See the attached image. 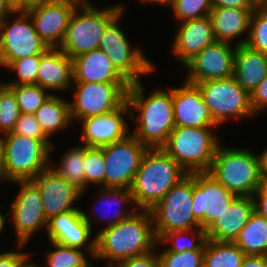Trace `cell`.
I'll use <instances>...</instances> for the list:
<instances>
[{
    "label": "cell",
    "instance_id": "cell-1",
    "mask_svg": "<svg viewBox=\"0 0 267 267\" xmlns=\"http://www.w3.org/2000/svg\"><path fill=\"white\" fill-rule=\"evenodd\" d=\"M132 210L131 216L113 226L101 228L95 236L94 258L109 260V267L158 249L151 212Z\"/></svg>",
    "mask_w": 267,
    "mask_h": 267
},
{
    "label": "cell",
    "instance_id": "cell-2",
    "mask_svg": "<svg viewBox=\"0 0 267 267\" xmlns=\"http://www.w3.org/2000/svg\"><path fill=\"white\" fill-rule=\"evenodd\" d=\"M143 91L141 82L132 83L128 89L129 119L135 118L137 122L136 129L130 134L148 149L162 148L175 128L172 88L170 91L154 90L146 98ZM132 109L139 113L137 118Z\"/></svg>",
    "mask_w": 267,
    "mask_h": 267
},
{
    "label": "cell",
    "instance_id": "cell-3",
    "mask_svg": "<svg viewBox=\"0 0 267 267\" xmlns=\"http://www.w3.org/2000/svg\"><path fill=\"white\" fill-rule=\"evenodd\" d=\"M187 174L161 148L148 149L130 187L136 209L150 211Z\"/></svg>",
    "mask_w": 267,
    "mask_h": 267
},
{
    "label": "cell",
    "instance_id": "cell-4",
    "mask_svg": "<svg viewBox=\"0 0 267 267\" xmlns=\"http://www.w3.org/2000/svg\"><path fill=\"white\" fill-rule=\"evenodd\" d=\"M3 165L6 179L11 181L33 180L50 167V139H34L17 133H7L1 137ZM50 161V162H49Z\"/></svg>",
    "mask_w": 267,
    "mask_h": 267
},
{
    "label": "cell",
    "instance_id": "cell-5",
    "mask_svg": "<svg viewBox=\"0 0 267 267\" xmlns=\"http://www.w3.org/2000/svg\"><path fill=\"white\" fill-rule=\"evenodd\" d=\"M213 128L175 127L161 149L188 174L208 172L220 145Z\"/></svg>",
    "mask_w": 267,
    "mask_h": 267
},
{
    "label": "cell",
    "instance_id": "cell-6",
    "mask_svg": "<svg viewBox=\"0 0 267 267\" xmlns=\"http://www.w3.org/2000/svg\"><path fill=\"white\" fill-rule=\"evenodd\" d=\"M208 173L236 196H252L263 183L257 156L244 148L219 145Z\"/></svg>",
    "mask_w": 267,
    "mask_h": 267
},
{
    "label": "cell",
    "instance_id": "cell-7",
    "mask_svg": "<svg viewBox=\"0 0 267 267\" xmlns=\"http://www.w3.org/2000/svg\"><path fill=\"white\" fill-rule=\"evenodd\" d=\"M122 11V5L96 9L91 2L79 4L59 48L70 58L98 49L105 28Z\"/></svg>",
    "mask_w": 267,
    "mask_h": 267
},
{
    "label": "cell",
    "instance_id": "cell-8",
    "mask_svg": "<svg viewBox=\"0 0 267 267\" xmlns=\"http://www.w3.org/2000/svg\"><path fill=\"white\" fill-rule=\"evenodd\" d=\"M192 208L193 174H187L150 210L157 239L170 231L201 228Z\"/></svg>",
    "mask_w": 267,
    "mask_h": 267
},
{
    "label": "cell",
    "instance_id": "cell-9",
    "mask_svg": "<svg viewBox=\"0 0 267 267\" xmlns=\"http://www.w3.org/2000/svg\"><path fill=\"white\" fill-rule=\"evenodd\" d=\"M122 11L105 28L98 48L112 61L115 69L130 83L140 82L141 75L153 72L154 65L139 49L130 48V43L118 22Z\"/></svg>",
    "mask_w": 267,
    "mask_h": 267
},
{
    "label": "cell",
    "instance_id": "cell-10",
    "mask_svg": "<svg viewBox=\"0 0 267 267\" xmlns=\"http://www.w3.org/2000/svg\"><path fill=\"white\" fill-rule=\"evenodd\" d=\"M74 101L70 104V115L83 120L112 113L126 103L131 84H114L98 82H73Z\"/></svg>",
    "mask_w": 267,
    "mask_h": 267
},
{
    "label": "cell",
    "instance_id": "cell-11",
    "mask_svg": "<svg viewBox=\"0 0 267 267\" xmlns=\"http://www.w3.org/2000/svg\"><path fill=\"white\" fill-rule=\"evenodd\" d=\"M194 84L198 86L218 125L223 124L228 117L236 119L255 114L251 107V95L233 76Z\"/></svg>",
    "mask_w": 267,
    "mask_h": 267
},
{
    "label": "cell",
    "instance_id": "cell-12",
    "mask_svg": "<svg viewBox=\"0 0 267 267\" xmlns=\"http://www.w3.org/2000/svg\"><path fill=\"white\" fill-rule=\"evenodd\" d=\"M14 14L17 17L11 24L7 21L10 18L8 16L0 21V61L5 68L13 60L41 55L49 48L38 35L25 11Z\"/></svg>",
    "mask_w": 267,
    "mask_h": 267
},
{
    "label": "cell",
    "instance_id": "cell-13",
    "mask_svg": "<svg viewBox=\"0 0 267 267\" xmlns=\"http://www.w3.org/2000/svg\"><path fill=\"white\" fill-rule=\"evenodd\" d=\"M105 159V188L130 189L148 148L132 134L125 139L100 147Z\"/></svg>",
    "mask_w": 267,
    "mask_h": 267
},
{
    "label": "cell",
    "instance_id": "cell-14",
    "mask_svg": "<svg viewBox=\"0 0 267 267\" xmlns=\"http://www.w3.org/2000/svg\"><path fill=\"white\" fill-rule=\"evenodd\" d=\"M19 184V194L10 204L11 220L13 222L19 248L30 240L32 235L41 227L48 226L44 214L43 201L38 187L31 181H15Z\"/></svg>",
    "mask_w": 267,
    "mask_h": 267
},
{
    "label": "cell",
    "instance_id": "cell-15",
    "mask_svg": "<svg viewBox=\"0 0 267 267\" xmlns=\"http://www.w3.org/2000/svg\"><path fill=\"white\" fill-rule=\"evenodd\" d=\"M236 197L208 172L193 173V214L206 230Z\"/></svg>",
    "mask_w": 267,
    "mask_h": 267
},
{
    "label": "cell",
    "instance_id": "cell-16",
    "mask_svg": "<svg viewBox=\"0 0 267 267\" xmlns=\"http://www.w3.org/2000/svg\"><path fill=\"white\" fill-rule=\"evenodd\" d=\"M231 43L215 41L195 55L185 67L189 70L186 81L200 83L233 76L235 47Z\"/></svg>",
    "mask_w": 267,
    "mask_h": 267
},
{
    "label": "cell",
    "instance_id": "cell-17",
    "mask_svg": "<svg viewBox=\"0 0 267 267\" xmlns=\"http://www.w3.org/2000/svg\"><path fill=\"white\" fill-rule=\"evenodd\" d=\"M91 224L88 214L79 208L54 215L48 220V239L72 248L82 249L87 246L85 249L93 257L96 239H91Z\"/></svg>",
    "mask_w": 267,
    "mask_h": 267
},
{
    "label": "cell",
    "instance_id": "cell-18",
    "mask_svg": "<svg viewBox=\"0 0 267 267\" xmlns=\"http://www.w3.org/2000/svg\"><path fill=\"white\" fill-rule=\"evenodd\" d=\"M80 3L75 0H54L25 11L41 39L48 47H60L70 18Z\"/></svg>",
    "mask_w": 267,
    "mask_h": 267
},
{
    "label": "cell",
    "instance_id": "cell-19",
    "mask_svg": "<svg viewBox=\"0 0 267 267\" xmlns=\"http://www.w3.org/2000/svg\"><path fill=\"white\" fill-rule=\"evenodd\" d=\"M175 127L216 126L198 86L185 80L180 88H172Z\"/></svg>",
    "mask_w": 267,
    "mask_h": 267
},
{
    "label": "cell",
    "instance_id": "cell-20",
    "mask_svg": "<svg viewBox=\"0 0 267 267\" xmlns=\"http://www.w3.org/2000/svg\"><path fill=\"white\" fill-rule=\"evenodd\" d=\"M39 189L43 201L44 214L49 220L54 215L74 210L72 206L82 192L48 167L31 180Z\"/></svg>",
    "mask_w": 267,
    "mask_h": 267
},
{
    "label": "cell",
    "instance_id": "cell-21",
    "mask_svg": "<svg viewBox=\"0 0 267 267\" xmlns=\"http://www.w3.org/2000/svg\"><path fill=\"white\" fill-rule=\"evenodd\" d=\"M128 110L129 106L125 103L112 113L81 120L83 122L80 138L83 144L87 147L100 148L125 139L130 134L123 116Z\"/></svg>",
    "mask_w": 267,
    "mask_h": 267
},
{
    "label": "cell",
    "instance_id": "cell-22",
    "mask_svg": "<svg viewBox=\"0 0 267 267\" xmlns=\"http://www.w3.org/2000/svg\"><path fill=\"white\" fill-rule=\"evenodd\" d=\"M212 22L209 16L182 21L173 42V53L185 66L195 55L214 43Z\"/></svg>",
    "mask_w": 267,
    "mask_h": 267
},
{
    "label": "cell",
    "instance_id": "cell-23",
    "mask_svg": "<svg viewBox=\"0 0 267 267\" xmlns=\"http://www.w3.org/2000/svg\"><path fill=\"white\" fill-rule=\"evenodd\" d=\"M254 212L252 196H236L216 220L205 230L207 239L234 242Z\"/></svg>",
    "mask_w": 267,
    "mask_h": 267
},
{
    "label": "cell",
    "instance_id": "cell-24",
    "mask_svg": "<svg viewBox=\"0 0 267 267\" xmlns=\"http://www.w3.org/2000/svg\"><path fill=\"white\" fill-rule=\"evenodd\" d=\"M73 82L130 84L113 66L102 49H94L72 58Z\"/></svg>",
    "mask_w": 267,
    "mask_h": 267
},
{
    "label": "cell",
    "instance_id": "cell-25",
    "mask_svg": "<svg viewBox=\"0 0 267 267\" xmlns=\"http://www.w3.org/2000/svg\"><path fill=\"white\" fill-rule=\"evenodd\" d=\"M73 63L59 47H49L40 55L37 85L46 90H69L73 85Z\"/></svg>",
    "mask_w": 267,
    "mask_h": 267
},
{
    "label": "cell",
    "instance_id": "cell-26",
    "mask_svg": "<svg viewBox=\"0 0 267 267\" xmlns=\"http://www.w3.org/2000/svg\"><path fill=\"white\" fill-rule=\"evenodd\" d=\"M253 10L254 8H212L209 17L215 40L230 43L246 32L247 37L244 36L236 43L237 45L246 44Z\"/></svg>",
    "mask_w": 267,
    "mask_h": 267
},
{
    "label": "cell",
    "instance_id": "cell-27",
    "mask_svg": "<svg viewBox=\"0 0 267 267\" xmlns=\"http://www.w3.org/2000/svg\"><path fill=\"white\" fill-rule=\"evenodd\" d=\"M267 76V55L246 44L236 45L233 77L250 95Z\"/></svg>",
    "mask_w": 267,
    "mask_h": 267
},
{
    "label": "cell",
    "instance_id": "cell-28",
    "mask_svg": "<svg viewBox=\"0 0 267 267\" xmlns=\"http://www.w3.org/2000/svg\"><path fill=\"white\" fill-rule=\"evenodd\" d=\"M70 101L51 94L34 113L44 134L50 139L53 133L69 126L73 121L70 115ZM71 122V123H70Z\"/></svg>",
    "mask_w": 267,
    "mask_h": 267
},
{
    "label": "cell",
    "instance_id": "cell-29",
    "mask_svg": "<svg viewBox=\"0 0 267 267\" xmlns=\"http://www.w3.org/2000/svg\"><path fill=\"white\" fill-rule=\"evenodd\" d=\"M234 243L246 255L267 256V219L254 211Z\"/></svg>",
    "mask_w": 267,
    "mask_h": 267
},
{
    "label": "cell",
    "instance_id": "cell-30",
    "mask_svg": "<svg viewBox=\"0 0 267 267\" xmlns=\"http://www.w3.org/2000/svg\"><path fill=\"white\" fill-rule=\"evenodd\" d=\"M246 254L234 242L206 240L203 267H241Z\"/></svg>",
    "mask_w": 267,
    "mask_h": 267
},
{
    "label": "cell",
    "instance_id": "cell-31",
    "mask_svg": "<svg viewBox=\"0 0 267 267\" xmlns=\"http://www.w3.org/2000/svg\"><path fill=\"white\" fill-rule=\"evenodd\" d=\"M85 145L72 147L66 151L58 167H53L52 170L59 176L65 178L70 184L75 186L84 194L85 192ZM55 168V169H54Z\"/></svg>",
    "mask_w": 267,
    "mask_h": 267
},
{
    "label": "cell",
    "instance_id": "cell-32",
    "mask_svg": "<svg viewBox=\"0 0 267 267\" xmlns=\"http://www.w3.org/2000/svg\"><path fill=\"white\" fill-rule=\"evenodd\" d=\"M195 232V238L191 240L184 241V237L192 232ZM182 239V240H181ZM196 239V240H195ZM199 242H198V241ZM207 236L206 231L202 228H192L187 230H176L165 233L157 242V245L171 243V247L168 246L167 250L171 252H184V251H194V250H205ZM188 241V242H187ZM197 241V242H196Z\"/></svg>",
    "mask_w": 267,
    "mask_h": 267
},
{
    "label": "cell",
    "instance_id": "cell-33",
    "mask_svg": "<svg viewBox=\"0 0 267 267\" xmlns=\"http://www.w3.org/2000/svg\"><path fill=\"white\" fill-rule=\"evenodd\" d=\"M53 251L46 254V267H93L83 250L50 241ZM41 267V266H39Z\"/></svg>",
    "mask_w": 267,
    "mask_h": 267
},
{
    "label": "cell",
    "instance_id": "cell-34",
    "mask_svg": "<svg viewBox=\"0 0 267 267\" xmlns=\"http://www.w3.org/2000/svg\"><path fill=\"white\" fill-rule=\"evenodd\" d=\"M15 94L18 107L23 114H34L45 100L52 94L37 84L6 85Z\"/></svg>",
    "mask_w": 267,
    "mask_h": 267
},
{
    "label": "cell",
    "instance_id": "cell-35",
    "mask_svg": "<svg viewBox=\"0 0 267 267\" xmlns=\"http://www.w3.org/2000/svg\"><path fill=\"white\" fill-rule=\"evenodd\" d=\"M85 188L89 183L101 184L105 188V159L103 150L97 147H87L85 145Z\"/></svg>",
    "mask_w": 267,
    "mask_h": 267
},
{
    "label": "cell",
    "instance_id": "cell-36",
    "mask_svg": "<svg viewBox=\"0 0 267 267\" xmlns=\"http://www.w3.org/2000/svg\"><path fill=\"white\" fill-rule=\"evenodd\" d=\"M21 111L14 92L5 85L0 91V132L5 135L12 132Z\"/></svg>",
    "mask_w": 267,
    "mask_h": 267
},
{
    "label": "cell",
    "instance_id": "cell-37",
    "mask_svg": "<svg viewBox=\"0 0 267 267\" xmlns=\"http://www.w3.org/2000/svg\"><path fill=\"white\" fill-rule=\"evenodd\" d=\"M99 193L100 194L97 195V197L99 196L101 198L100 199L101 202H103L104 204H105V202L106 203L109 202L108 204L111 205V204H113L112 202L118 201V202L122 203L123 205L126 204V203H132L134 205V201H133V197H132L131 191L128 188H104V187H102V191L101 192L99 191ZM122 204L119 205V209L116 208L117 211L114 210V214L115 215H113L112 218H108V220H109L108 222L109 223L105 227L113 226V225L123 221L125 218H127V217H129V216H131L133 214V213H130V212H127V211L124 212L123 209H122V207H123ZM94 210H96V209H94ZM98 213H99V211H98ZM96 214H97V212H96ZM101 218H106L107 219L106 215L105 216H101L99 219H101Z\"/></svg>",
    "mask_w": 267,
    "mask_h": 267
},
{
    "label": "cell",
    "instance_id": "cell-38",
    "mask_svg": "<svg viewBox=\"0 0 267 267\" xmlns=\"http://www.w3.org/2000/svg\"><path fill=\"white\" fill-rule=\"evenodd\" d=\"M169 5L180 22L209 16L212 10L211 0H171Z\"/></svg>",
    "mask_w": 267,
    "mask_h": 267
},
{
    "label": "cell",
    "instance_id": "cell-39",
    "mask_svg": "<svg viewBox=\"0 0 267 267\" xmlns=\"http://www.w3.org/2000/svg\"><path fill=\"white\" fill-rule=\"evenodd\" d=\"M246 45L267 55V15L254 8L250 19Z\"/></svg>",
    "mask_w": 267,
    "mask_h": 267
},
{
    "label": "cell",
    "instance_id": "cell-40",
    "mask_svg": "<svg viewBox=\"0 0 267 267\" xmlns=\"http://www.w3.org/2000/svg\"><path fill=\"white\" fill-rule=\"evenodd\" d=\"M39 64L40 55H33L18 60H13L6 68L8 71H16L17 80H14L13 82H7L6 85L37 84Z\"/></svg>",
    "mask_w": 267,
    "mask_h": 267
},
{
    "label": "cell",
    "instance_id": "cell-41",
    "mask_svg": "<svg viewBox=\"0 0 267 267\" xmlns=\"http://www.w3.org/2000/svg\"><path fill=\"white\" fill-rule=\"evenodd\" d=\"M205 250L171 252L166 248L158 253L160 267H203Z\"/></svg>",
    "mask_w": 267,
    "mask_h": 267
},
{
    "label": "cell",
    "instance_id": "cell-42",
    "mask_svg": "<svg viewBox=\"0 0 267 267\" xmlns=\"http://www.w3.org/2000/svg\"><path fill=\"white\" fill-rule=\"evenodd\" d=\"M12 133L21 134L34 139H49L41 129L40 123L34 114H23L19 116Z\"/></svg>",
    "mask_w": 267,
    "mask_h": 267
},
{
    "label": "cell",
    "instance_id": "cell-43",
    "mask_svg": "<svg viewBox=\"0 0 267 267\" xmlns=\"http://www.w3.org/2000/svg\"><path fill=\"white\" fill-rule=\"evenodd\" d=\"M155 250L119 262L114 267H160L159 256ZM157 255V256H156Z\"/></svg>",
    "mask_w": 267,
    "mask_h": 267
},
{
    "label": "cell",
    "instance_id": "cell-44",
    "mask_svg": "<svg viewBox=\"0 0 267 267\" xmlns=\"http://www.w3.org/2000/svg\"><path fill=\"white\" fill-rule=\"evenodd\" d=\"M30 253L7 251L0 253V267H25L29 262Z\"/></svg>",
    "mask_w": 267,
    "mask_h": 267
},
{
    "label": "cell",
    "instance_id": "cell-45",
    "mask_svg": "<svg viewBox=\"0 0 267 267\" xmlns=\"http://www.w3.org/2000/svg\"><path fill=\"white\" fill-rule=\"evenodd\" d=\"M251 107L255 114L267 107V76L251 93Z\"/></svg>",
    "mask_w": 267,
    "mask_h": 267
},
{
    "label": "cell",
    "instance_id": "cell-46",
    "mask_svg": "<svg viewBox=\"0 0 267 267\" xmlns=\"http://www.w3.org/2000/svg\"><path fill=\"white\" fill-rule=\"evenodd\" d=\"M252 198L254 201V211L267 219V182L262 183L254 192Z\"/></svg>",
    "mask_w": 267,
    "mask_h": 267
},
{
    "label": "cell",
    "instance_id": "cell-47",
    "mask_svg": "<svg viewBox=\"0 0 267 267\" xmlns=\"http://www.w3.org/2000/svg\"><path fill=\"white\" fill-rule=\"evenodd\" d=\"M212 8H253L247 0H211Z\"/></svg>",
    "mask_w": 267,
    "mask_h": 267
},
{
    "label": "cell",
    "instance_id": "cell-48",
    "mask_svg": "<svg viewBox=\"0 0 267 267\" xmlns=\"http://www.w3.org/2000/svg\"><path fill=\"white\" fill-rule=\"evenodd\" d=\"M241 267H267V256L246 255Z\"/></svg>",
    "mask_w": 267,
    "mask_h": 267
},
{
    "label": "cell",
    "instance_id": "cell-49",
    "mask_svg": "<svg viewBox=\"0 0 267 267\" xmlns=\"http://www.w3.org/2000/svg\"><path fill=\"white\" fill-rule=\"evenodd\" d=\"M256 156L258 159L260 177L263 182H267V148Z\"/></svg>",
    "mask_w": 267,
    "mask_h": 267
},
{
    "label": "cell",
    "instance_id": "cell-50",
    "mask_svg": "<svg viewBox=\"0 0 267 267\" xmlns=\"http://www.w3.org/2000/svg\"><path fill=\"white\" fill-rule=\"evenodd\" d=\"M54 0H23V11H27L31 8L41 6L43 4H48Z\"/></svg>",
    "mask_w": 267,
    "mask_h": 267
},
{
    "label": "cell",
    "instance_id": "cell-51",
    "mask_svg": "<svg viewBox=\"0 0 267 267\" xmlns=\"http://www.w3.org/2000/svg\"><path fill=\"white\" fill-rule=\"evenodd\" d=\"M5 2L13 12L23 11V0H5Z\"/></svg>",
    "mask_w": 267,
    "mask_h": 267
},
{
    "label": "cell",
    "instance_id": "cell-52",
    "mask_svg": "<svg viewBox=\"0 0 267 267\" xmlns=\"http://www.w3.org/2000/svg\"><path fill=\"white\" fill-rule=\"evenodd\" d=\"M12 14L14 15V12L8 7L5 0H0V21Z\"/></svg>",
    "mask_w": 267,
    "mask_h": 267
},
{
    "label": "cell",
    "instance_id": "cell-53",
    "mask_svg": "<svg viewBox=\"0 0 267 267\" xmlns=\"http://www.w3.org/2000/svg\"><path fill=\"white\" fill-rule=\"evenodd\" d=\"M6 175L4 172V165H3V150L0 144V181H6Z\"/></svg>",
    "mask_w": 267,
    "mask_h": 267
},
{
    "label": "cell",
    "instance_id": "cell-54",
    "mask_svg": "<svg viewBox=\"0 0 267 267\" xmlns=\"http://www.w3.org/2000/svg\"><path fill=\"white\" fill-rule=\"evenodd\" d=\"M253 8H259L266 0H247Z\"/></svg>",
    "mask_w": 267,
    "mask_h": 267
},
{
    "label": "cell",
    "instance_id": "cell-55",
    "mask_svg": "<svg viewBox=\"0 0 267 267\" xmlns=\"http://www.w3.org/2000/svg\"><path fill=\"white\" fill-rule=\"evenodd\" d=\"M8 216V213L7 214H2V213H0V232L3 230V228H4V222L6 221V217Z\"/></svg>",
    "mask_w": 267,
    "mask_h": 267
},
{
    "label": "cell",
    "instance_id": "cell-56",
    "mask_svg": "<svg viewBox=\"0 0 267 267\" xmlns=\"http://www.w3.org/2000/svg\"><path fill=\"white\" fill-rule=\"evenodd\" d=\"M259 9L267 15V0L259 7Z\"/></svg>",
    "mask_w": 267,
    "mask_h": 267
},
{
    "label": "cell",
    "instance_id": "cell-57",
    "mask_svg": "<svg viewBox=\"0 0 267 267\" xmlns=\"http://www.w3.org/2000/svg\"><path fill=\"white\" fill-rule=\"evenodd\" d=\"M140 1H141L142 3H143V2H144V3L147 2V4H148V3H151V4H152V3H155V4H156V3L161 4V0H140Z\"/></svg>",
    "mask_w": 267,
    "mask_h": 267
},
{
    "label": "cell",
    "instance_id": "cell-58",
    "mask_svg": "<svg viewBox=\"0 0 267 267\" xmlns=\"http://www.w3.org/2000/svg\"><path fill=\"white\" fill-rule=\"evenodd\" d=\"M1 66L4 67L3 63L0 61V67ZM5 85H6V82L5 83L4 82H0V91L5 87Z\"/></svg>",
    "mask_w": 267,
    "mask_h": 267
},
{
    "label": "cell",
    "instance_id": "cell-59",
    "mask_svg": "<svg viewBox=\"0 0 267 267\" xmlns=\"http://www.w3.org/2000/svg\"><path fill=\"white\" fill-rule=\"evenodd\" d=\"M170 1L171 0H161V5H164L165 4L164 6H166V5L169 6Z\"/></svg>",
    "mask_w": 267,
    "mask_h": 267
},
{
    "label": "cell",
    "instance_id": "cell-60",
    "mask_svg": "<svg viewBox=\"0 0 267 267\" xmlns=\"http://www.w3.org/2000/svg\"><path fill=\"white\" fill-rule=\"evenodd\" d=\"M25 267H39V266H37L35 263L33 264L29 262Z\"/></svg>",
    "mask_w": 267,
    "mask_h": 267
},
{
    "label": "cell",
    "instance_id": "cell-61",
    "mask_svg": "<svg viewBox=\"0 0 267 267\" xmlns=\"http://www.w3.org/2000/svg\"><path fill=\"white\" fill-rule=\"evenodd\" d=\"M75 1L79 2L80 4H81V3H88V2H87L88 0H75Z\"/></svg>",
    "mask_w": 267,
    "mask_h": 267
}]
</instances>
